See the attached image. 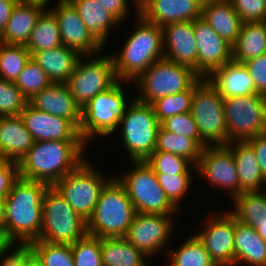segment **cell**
<instances>
[{
  "label": "cell",
  "mask_w": 266,
  "mask_h": 266,
  "mask_svg": "<svg viewBox=\"0 0 266 266\" xmlns=\"http://www.w3.org/2000/svg\"><path fill=\"white\" fill-rule=\"evenodd\" d=\"M49 185L19 177L5 198L2 226L13 242H33L42 228L43 196Z\"/></svg>",
  "instance_id": "1"
},
{
  "label": "cell",
  "mask_w": 266,
  "mask_h": 266,
  "mask_svg": "<svg viewBox=\"0 0 266 266\" xmlns=\"http://www.w3.org/2000/svg\"><path fill=\"white\" fill-rule=\"evenodd\" d=\"M85 146L83 141L34 142L18 163L19 175L53 186L86 159Z\"/></svg>",
  "instance_id": "2"
},
{
  "label": "cell",
  "mask_w": 266,
  "mask_h": 266,
  "mask_svg": "<svg viewBox=\"0 0 266 266\" xmlns=\"http://www.w3.org/2000/svg\"><path fill=\"white\" fill-rule=\"evenodd\" d=\"M137 25L119 54L113 56L115 75L120 81H134L154 62L164 58L162 27L136 14Z\"/></svg>",
  "instance_id": "3"
},
{
  "label": "cell",
  "mask_w": 266,
  "mask_h": 266,
  "mask_svg": "<svg viewBox=\"0 0 266 266\" xmlns=\"http://www.w3.org/2000/svg\"><path fill=\"white\" fill-rule=\"evenodd\" d=\"M135 214L126 188L117 178L110 179L87 221V233L98 238L125 237Z\"/></svg>",
  "instance_id": "4"
},
{
  "label": "cell",
  "mask_w": 266,
  "mask_h": 266,
  "mask_svg": "<svg viewBox=\"0 0 266 266\" xmlns=\"http://www.w3.org/2000/svg\"><path fill=\"white\" fill-rule=\"evenodd\" d=\"M87 234V221L53 186H49L43 196L42 228L38 240L74 244Z\"/></svg>",
  "instance_id": "5"
},
{
  "label": "cell",
  "mask_w": 266,
  "mask_h": 266,
  "mask_svg": "<svg viewBox=\"0 0 266 266\" xmlns=\"http://www.w3.org/2000/svg\"><path fill=\"white\" fill-rule=\"evenodd\" d=\"M191 114L204 146L228 144L224 98L206 78L200 77L194 83Z\"/></svg>",
  "instance_id": "6"
},
{
  "label": "cell",
  "mask_w": 266,
  "mask_h": 266,
  "mask_svg": "<svg viewBox=\"0 0 266 266\" xmlns=\"http://www.w3.org/2000/svg\"><path fill=\"white\" fill-rule=\"evenodd\" d=\"M123 122V123H122ZM122 142L133 161H145L155 150L161 126L151 104L132 100L120 120Z\"/></svg>",
  "instance_id": "7"
},
{
  "label": "cell",
  "mask_w": 266,
  "mask_h": 266,
  "mask_svg": "<svg viewBox=\"0 0 266 266\" xmlns=\"http://www.w3.org/2000/svg\"><path fill=\"white\" fill-rule=\"evenodd\" d=\"M132 170L118 181L126 188L136 213L172 215L178 210L167 198L156 173L146 161H133Z\"/></svg>",
  "instance_id": "8"
},
{
  "label": "cell",
  "mask_w": 266,
  "mask_h": 266,
  "mask_svg": "<svg viewBox=\"0 0 266 266\" xmlns=\"http://www.w3.org/2000/svg\"><path fill=\"white\" fill-rule=\"evenodd\" d=\"M199 78L190 67L163 58L136 79L141 95L135 99L152 104L159 98L188 90Z\"/></svg>",
  "instance_id": "9"
},
{
  "label": "cell",
  "mask_w": 266,
  "mask_h": 266,
  "mask_svg": "<svg viewBox=\"0 0 266 266\" xmlns=\"http://www.w3.org/2000/svg\"><path fill=\"white\" fill-rule=\"evenodd\" d=\"M121 82L118 80L112 87L97 94L82 108L79 134L85 144L92 136L94 138L95 134L108 136L119 126L128 108Z\"/></svg>",
  "instance_id": "10"
},
{
  "label": "cell",
  "mask_w": 266,
  "mask_h": 266,
  "mask_svg": "<svg viewBox=\"0 0 266 266\" xmlns=\"http://www.w3.org/2000/svg\"><path fill=\"white\" fill-rule=\"evenodd\" d=\"M109 181V178L105 180L85 159L53 187L76 213L88 221L94 212L102 189Z\"/></svg>",
  "instance_id": "11"
},
{
  "label": "cell",
  "mask_w": 266,
  "mask_h": 266,
  "mask_svg": "<svg viewBox=\"0 0 266 266\" xmlns=\"http://www.w3.org/2000/svg\"><path fill=\"white\" fill-rule=\"evenodd\" d=\"M228 143L266 133V96L249 94L224 99Z\"/></svg>",
  "instance_id": "12"
},
{
  "label": "cell",
  "mask_w": 266,
  "mask_h": 266,
  "mask_svg": "<svg viewBox=\"0 0 266 266\" xmlns=\"http://www.w3.org/2000/svg\"><path fill=\"white\" fill-rule=\"evenodd\" d=\"M89 58L86 62L82 61V57L78 59L74 72L66 82L81 109L97 94L106 91L118 81L112 55L97 58L94 56V59L89 55Z\"/></svg>",
  "instance_id": "13"
},
{
  "label": "cell",
  "mask_w": 266,
  "mask_h": 266,
  "mask_svg": "<svg viewBox=\"0 0 266 266\" xmlns=\"http://www.w3.org/2000/svg\"><path fill=\"white\" fill-rule=\"evenodd\" d=\"M195 167L208 182L229 190L233 199L240 195L235 159L227 145L205 146Z\"/></svg>",
  "instance_id": "14"
},
{
  "label": "cell",
  "mask_w": 266,
  "mask_h": 266,
  "mask_svg": "<svg viewBox=\"0 0 266 266\" xmlns=\"http://www.w3.org/2000/svg\"><path fill=\"white\" fill-rule=\"evenodd\" d=\"M172 215L136 213L124 237L135 248L151 256L168 243Z\"/></svg>",
  "instance_id": "15"
},
{
  "label": "cell",
  "mask_w": 266,
  "mask_h": 266,
  "mask_svg": "<svg viewBox=\"0 0 266 266\" xmlns=\"http://www.w3.org/2000/svg\"><path fill=\"white\" fill-rule=\"evenodd\" d=\"M51 10L58 21L62 44L86 58L95 55L103 45L90 33L76 9L68 0H59Z\"/></svg>",
  "instance_id": "16"
},
{
  "label": "cell",
  "mask_w": 266,
  "mask_h": 266,
  "mask_svg": "<svg viewBox=\"0 0 266 266\" xmlns=\"http://www.w3.org/2000/svg\"><path fill=\"white\" fill-rule=\"evenodd\" d=\"M211 217L206 223L207 227L195 235L216 266H234L235 216L228 212Z\"/></svg>",
  "instance_id": "17"
},
{
  "label": "cell",
  "mask_w": 266,
  "mask_h": 266,
  "mask_svg": "<svg viewBox=\"0 0 266 266\" xmlns=\"http://www.w3.org/2000/svg\"><path fill=\"white\" fill-rule=\"evenodd\" d=\"M197 43V74L207 78L214 70L232 61V45L220 37L202 18L194 20Z\"/></svg>",
  "instance_id": "18"
},
{
  "label": "cell",
  "mask_w": 266,
  "mask_h": 266,
  "mask_svg": "<svg viewBox=\"0 0 266 266\" xmlns=\"http://www.w3.org/2000/svg\"><path fill=\"white\" fill-rule=\"evenodd\" d=\"M20 116L34 142L83 141L79 129L70 120L39 111L29 103Z\"/></svg>",
  "instance_id": "19"
},
{
  "label": "cell",
  "mask_w": 266,
  "mask_h": 266,
  "mask_svg": "<svg viewBox=\"0 0 266 266\" xmlns=\"http://www.w3.org/2000/svg\"><path fill=\"white\" fill-rule=\"evenodd\" d=\"M162 38L164 58L188 66L197 73L194 21H179L163 26Z\"/></svg>",
  "instance_id": "20"
},
{
  "label": "cell",
  "mask_w": 266,
  "mask_h": 266,
  "mask_svg": "<svg viewBox=\"0 0 266 266\" xmlns=\"http://www.w3.org/2000/svg\"><path fill=\"white\" fill-rule=\"evenodd\" d=\"M204 0H138V13L160 27L201 18Z\"/></svg>",
  "instance_id": "21"
},
{
  "label": "cell",
  "mask_w": 266,
  "mask_h": 266,
  "mask_svg": "<svg viewBox=\"0 0 266 266\" xmlns=\"http://www.w3.org/2000/svg\"><path fill=\"white\" fill-rule=\"evenodd\" d=\"M28 103L39 111L70 120L78 129L81 125L82 109L66 84L52 83Z\"/></svg>",
  "instance_id": "22"
},
{
  "label": "cell",
  "mask_w": 266,
  "mask_h": 266,
  "mask_svg": "<svg viewBox=\"0 0 266 266\" xmlns=\"http://www.w3.org/2000/svg\"><path fill=\"white\" fill-rule=\"evenodd\" d=\"M33 144L20 115L0 117V159L19 163Z\"/></svg>",
  "instance_id": "23"
},
{
  "label": "cell",
  "mask_w": 266,
  "mask_h": 266,
  "mask_svg": "<svg viewBox=\"0 0 266 266\" xmlns=\"http://www.w3.org/2000/svg\"><path fill=\"white\" fill-rule=\"evenodd\" d=\"M206 79L224 99L256 93L254 81L243 63H226L214 70Z\"/></svg>",
  "instance_id": "24"
},
{
  "label": "cell",
  "mask_w": 266,
  "mask_h": 266,
  "mask_svg": "<svg viewBox=\"0 0 266 266\" xmlns=\"http://www.w3.org/2000/svg\"><path fill=\"white\" fill-rule=\"evenodd\" d=\"M201 18L229 44L236 43L242 21L230 0H205Z\"/></svg>",
  "instance_id": "25"
},
{
  "label": "cell",
  "mask_w": 266,
  "mask_h": 266,
  "mask_svg": "<svg viewBox=\"0 0 266 266\" xmlns=\"http://www.w3.org/2000/svg\"><path fill=\"white\" fill-rule=\"evenodd\" d=\"M80 57L78 52L65 45L31 54V58L47 73L50 81L56 84H66Z\"/></svg>",
  "instance_id": "26"
},
{
  "label": "cell",
  "mask_w": 266,
  "mask_h": 266,
  "mask_svg": "<svg viewBox=\"0 0 266 266\" xmlns=\"http://www.w3.org/2000/svg\"><path fill=\"white\" fill-rule=\"evenodd\" d=\"M45 7L36 4L18 2L0 37V42L8 45H24L28 43L31 32L38 17Z\"/></svg>",
  "instance_id": "27"
},
{
  "label": "cell",
  "mask_w": 266,
  "mask_h": 266,
  "mask_svg": "<svg viewBox=\"0 0 266 266\" xmlns=\"http://www.w3.org/2000/svg\"><path fill=\"white\" fill-rule=\"evenodd\" d=\"M227 146L232 150L235 159L240 194L245 191H260L266 184V178L262 175L252 146L247 141L229 142Z\"/></svg>",
  "instance_id": "28"
},
{
  "label": "cell",
  "mask_w": 266,
  "mask_h": 266,
  "mask_svg": "<svg viewBox=\"0 0 266 266\" xmlns=\"http://www.w3.org/2000/svg\"><path fill=\"white\" fill-rule=\"evenodd\" d=\"M241 261L249 266H266V241L252 226L235 218L234 266Z\"/></svg>",
  "instance_id": "29"
},
{
  "label": "cell",
  "mask_w": 266,
  "mask_h": 266,
  "mask_svg": "<svg viewBox=\"0 0 266 266\" xmlns=\"http://www.w3.org/2000/svg\"><path fill=\"white\" fill-rule=\"evenodd\" d=\"M266 54V21L242 23L232 47V61L244 63Z\"/></svg>",
  "instance_id": "30"
},
{
  "label": "cell",
  "mask_w": 266,
  "mask_h": 266,
  "mask_svg": "<svg viewBox=\"0 0 266 266\" xmlns=\"http://www.w3.org/2000/svg\"><path fill=\"white\" fill-rule=\"evenodd\" d=\"M76 9L80 19L90 33L104 46L109 29L119 24V20L97 0H68Z\"/></svg>",
  "instance_id": "31"
},
{
  "label": "cell",
  "mask_w": 266,
  "mask_h": 266,
  "mask_svg": "<svg viewBox=\"0 0 266 266\" xmlns=\"http://www.w3.org/2000/svg\"><path fill=\"white\" fill-rule=\"evenodd\" d=\"M101 257L103 266H147V255L124 237L101 238Z\"/></svg>",
  "instance_id": "32"
},
{
  "label": "cell",
  "mask_w": 266,
  "mask_h": 266,
  "mask_svg": "<svg viewBox=\"0 0 266 266\" xmlns=\"http://www.w3.org/2000/svg\"><path fill=\"white\" fill-rule=\"evenodd\" d=\"M204 147L205 146L201 143L200 138H190L175 134L160 126L154 151H164L180 155L193 163L195 167L201 157Z\"/></svg>",
  "instance_id": "33"
},
{
  "label": "cell",
  "mask_w": 266,
  "mask_h": 266,
  "mask_svg": "<svg viewBox=\"0 0 266 266\" xmlns=\"http://www.w3.org/2000/svg\"><path fill=\"white\" fill-rule=\"evenodd\" d=\"M48 10H44L38 17L37 23L31 32L30 39L26 44V48L30 54L63 45L57 18L51 9Z\"/></svg>",
  "instance_id": "34"
},
{
  "label": "cell",
  "mask_w": 266,
  "mask_h": 266,
  "mask_svg": "<svg viewBox=\"0 0 266 266\" xmlns=\"http://www.w3.org/2000/svg\"><path fill=\"white\" fill-rule=\"evenodd\" d=\"M236 209L231 211L237 221L256 227L266 222V190L245 191L234 198Z\"/></svg>",
  "instance_id": "35"
},
{
  "label": "cell",
  "mask_w": 266,
  "mask_h": 266,
  "mask_svg": "<svg viewBox=\"0 0 266 266\" xmlns=\"http://www.w3.org/2000/svg\"><path fill=\"white\" fill-rule=\"evenodd\" d=\"M184 242L178 250L170 249L171 266H216L196 235Z\"/></svg>",
  "instance_id": "36"
},
{
  "label": "cell",
  "mask_w": 266,
  "mask_h": 266,
  "mask_svg": "<svg viewBox=\"0 0 266 266\" xmlns=\"http://www.w3.org/2000/svg\"><path fill=\"white\" fill-rule=\"evenodd\" d=\"M30 57L26 46L0 42V78L15 83Z\"/></svg>",
  "instance_id": "37"
},
{
  "label": "cell",
  "mask_w": 266,
  "mask_h": 266,
  "mask_svg": "<svg viewBox=\"0 0 266 266\" xmlns=\"http://www.w3.org/2000/svg\"><path fill=\"white\" fill-rule=\"evenodd\" d=\"M51 84L47 73L31 57L15 81V85L28 101Z\"/></svg>",
  "instance_id": "38"
},
{
  "label": "cell",
  "mask_w": 266,
  "mask_h": 266,
  "mask_svg": "<svg viewBox=\"0 0 266 266\" xmlns=\"http://www.w3.org/2000/svg\"><path fill=\"white\" fill-rule=\"evenodd\" d=\"M194 84L185 91L155 100L151 105L161 123L168 117L191 112Z\"/></svg>",
  "instance_id": "39"
},
{
  "label": "cell",
  "mask_w": 266,
  "mask_h": 266,
  "mask_svg": "<svg viewBox=\"0 0 266 266\" xmlns=\"http://www.w3.org/2000/svg\"><path fill=\"white\" fill-rule=\"evenodd\" d=\"M145 161L156 174L191 175L192 163L180 155L154 151Z\"/></svg>",
  "instance_id": "40"
},
{
  "label": "cell",
  "mask_w": 266,
  "mask_h": 266,
  "mask_svg": "<svg viewBox=\"0 0 266 266\" xmlns=\"http://www.w3.org/2000/svg\"><path fill=\"white\" fill-rule=\"evenodd\" d=\"M33 250L42 260L44 266H74L71 244L50 243L35 240Z\"/></svg>",
  "instance_id": "41"
},
{
  "label": "cell",
  "mask_w": 266,
  "mask_h": 266,
  "mask_svg": "<svg viewBox=\"0 0 266 266\" xmlns=\"http://www.w3.org/2000/svg\"><path fill=\"white\" fill-rule=\"evenodd\" d=\"M74 266H103L101 257V238L86 235L71 244Z\"/></svg>",
  "instance_id": "42"
},
{
  "label": "cell",
  "mask_w": 266,
  "mask_h": 266,
  "mask_svg": "<svg viewBox=\"0 0 266 266\" xmlns=\"http://www.w3.org/2000/svg\"><path fill=\"white\" fill-rule=\"evenodd\" d=\"M27 104L28 100L15 83L0 78V117L20 115Z\"/></svg>",
  "instance_id": "43"
},
{
  "label": "cell",
  "mask_w": 266,
  "mask_h": 266,
  "mask_svg": "<svg viewBox=\"0 0 266 266\" xmlns=\"http://www.w3.org/2000/svg\"><path fill=\"white\" fill-rule=\"evenodd\" d=\"M156 176L167 198L178 209L180 207L179 201L183 199V196L190 189L192 175L156 174Z\"/></svg>",
  "instance_id": "44"
},
{
  "label": "cell",
  "mask_w": 266,
  "mask_h": 266,
  "mask_svg": "<svg viewBox=\"0 0 266 266\" xmlns=\"http://www.w3.org/2000/svg\"><path fill=\"white\" fill-rule=\"evenodd\" d=\"M161 127L175 134L190 138H200V133L191 112L174 115L160 123Z\"/></svg>",
  "instance_id": "45"
},
{
  "label": "cell",
  "mask_w": 266,
  "mask_h": 266,
  "mask_svg": "<svg viewBox=\"0 0 266 266\" xmlns=\"http://www.w3.org/2000/svg\"><path fill=\"white\" fill-rule=\"evenodd\" d=\"M242 23L266 21V0H230Z\"/></svg>",
  "instance_id": "46"
},
{
  "label": "cell",
  "mask_w": 266,
  "mask_h": 266,
  "mask_svg": "<svg viewBox=\"0 0 266 266\" xmlns=\"http://www.w3.org/2000/svg\"><path fill=\"white\" fill-rule=\"evenodd\" d=\"M254 81L257 94L266 96V54L243 63Z\"/></svg>",
  "instance_id": "47"
},
{
  "label": "cell",
  "mask_w": 266,
  "mask_h": 266,
  "mask_svg": "<svg viewBox=\"0 0 266 266\" xmlns=\"http://www.w3.org/2000/svg\"><path fill=\"white\" fill-rule=\"evenodd\" d=\"M19 177L17 162L0 159V198H6Z\"/></svg>",
  "instance_id": "48"
},
{
  "label": "cell",
  "mask_w": 266,
  "mask_h": 266,
  "mask_svg": "<svg viewBox=\"0 0 266 266\" xmlns=\"http://www.w3.org/2000/svg\"><path fill=\"white\" fill-rule=\"evenodd\" d=\"M33 251L31 242H19L13 253L8 254L1 261L0 266H22L25 258Z\"/></svg>",
  "instance_id": "49"
},
{
  "label": "cell",
  "mask_w": 266,
  "mask_h": 266,
  "mask_svg": "<svg viewBox=\"0 0 266 266\" xmlns=\"http://www.w3.org/2000/svg\"><path fill=\"white\" fill-rule=\"evenodd\" d=\"M247 142L252 146L258 159L262 175L266 178V133L257 135L247 140Z\"/></svg>",
  "instance_id": "50"
},
{
  "label": "cell",
  "mask_w": 266,
  "mask_h": 266,
  "mask_svg": "<svg viewBox=\"0 0 266 266\" xmlns=\"http://www.w3.org/2000/svg\"><path fill=\"white\" fill-rule=\"evenodd\" d=\"M103 8L107 9L120 22L126 19L128 14V0H97Z\"/></svg>",
  "instance_id": "51"
},
{
  "label": "cell",
  "mask_w": 266,
  "mask_h": 266,
  "mask_svg": "<svg viewBox=\"0 0 266 266\" xmlns=\"http://www.w3.org/2000/svg\"><path fill=\"white\" fill-rule=\"evenodd\" d=\"M19 0H3L0 1V37L6 27V24L12 14L13 8Z\"/></svg>",
  "instance_id": "52"
},
{
  "label": "cell",
  "mask_w": 266,
  "mask_h": 266,
  "mask_svg": "<svg viewBox=\"0 0 266 266\" xmlns=\"http://www.w3.org/2000/svg\"><path fill=\"white\" fill-rule=\"evenodd\" d=\"M14 243L16 242H13L6 230L3 228L2 225H0V257L5 253L7 252L8 250H10V248H12V246L14 245Z\"/></svg>",
  "instance_id": "53"
},
{
  "label": "cell",
  "mask_w": 266,
  "mask_h": 266,
  "mask_svg": "<svg viewBox=\"0 0 266 266\" xmlns=\"http://www.w3.org/2000/svg\"><path fill=\"white\" fill-rule=\"evenodd\" d=\"M22 266H44L42 260L33 250L26 258Z\"/></svg>",
  "instance_id": "54"
},
{
  "label": "cell",
  "mask_w": 266,
  "mask_h": 266,
  "mask_svg": "<svg viewBox=\"0 0 266 266\" xmlns=\"http://www.w3.org/2000/svg\"><path fill=\"white\" fill-rule=\"evenodd\" d=\"M254 229L266 241V222H260Z\"/></svg>",
  "instance_id": "55"
},
{
  "label": "cell",
  "mask_w": 266,
  "mask_h": 266,
  "mask_svg": "<svg viewBox=\"0 0 266 266\" xmlns=\"http://www.w3.org/2000/svg\"><path fill=\"white\" fill-rule=\"evenodd\" d=\"M20 2L26 3V4H36L40 6H45L50 0H19Z\"/></svg>",
  "instance_id": "56"
},
{
  "label": "cell",
  "mask_w": 266,
  "mask_h": 266,
  "mask_svg": "<svg viewBox=\"0 0 266 266\" xmlns=\"http://www.w3.org/2000/svg\"><path fill=\"white\" fill-rule=\"evenodd\" d=\"M5 198H0V225L3 222Z\"/></svg>",
  "instance_id": "57"
},
{
  "label": "cell",
  "mask_w": 266,
  "mask_h": 266,
  "mask_svg": "<svg viewBox=\"0 0 266 266\" xmlns=\"http://www.w3.org/2000/svg\"><path fill=\"white\" fill-rule=\"evenodd\" d=\"M134 2H135V6H136V8H135L136 13H138V0H134Z\"/></svg>",
  "instance_id": "58"
}]
</instances>
